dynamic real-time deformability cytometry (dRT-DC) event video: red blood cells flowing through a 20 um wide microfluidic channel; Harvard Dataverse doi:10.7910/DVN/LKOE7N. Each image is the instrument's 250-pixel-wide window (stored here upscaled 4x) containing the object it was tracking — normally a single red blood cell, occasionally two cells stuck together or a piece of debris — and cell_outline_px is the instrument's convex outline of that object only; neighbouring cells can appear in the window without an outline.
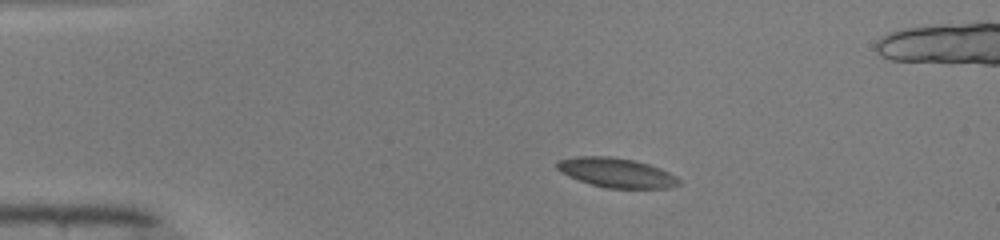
{"species": "common noctule bat (a hibernating species)", "species_latin": "Nyctalus noctula", "temperature_condition": "warm", "stored_images_in_passage": 43, "camera_frame_rate_fps": 3000, "um_per_image_px": 0.085, "animal": {"sex": "male", "body_mass_g": 19.0, "forearm_length_mm": 50.8}, "frame": {"image": 1, "passage_image": 1, "time_ms": 0.0, "image_size_px": [1000, 240], "cell_outline_px": [[680, 184], [668, 188], [604, 188], [568, 176], [560, 172], [556, 168], [556, 160], [576, 156], [608, 156], [632, 160], [648, 164], [660, 168], [676, 176], [680, 180]], "centroid_in_image_um": [52.36, 14.67], "position_along_channel_um": 32.6, "area_um2": 20.92}}
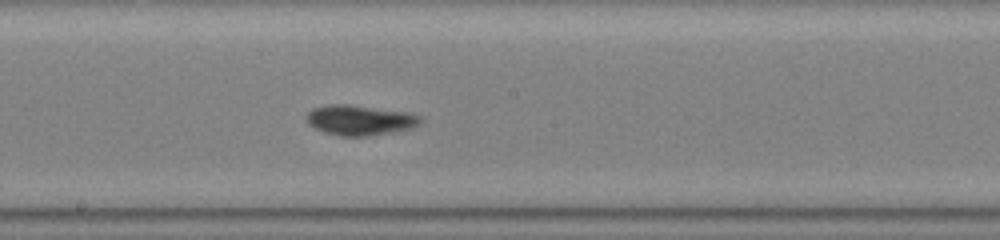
{"frame": {"image": 2, "passage_image": 19, "time_ms": 6.0, "image_size_px": [1000, 240], "cell_outline_px": [[420, 124], [412, 128], [392, 132], [368, 136], [340, 136], [324, 132], [308, 124], [308, 112], [312, 108], [328, 104], [348, 104], [404, 112], [420, 116]], "centroid_in_image_um": [30.56, 10.21], "position_along_channel_um": 217.6, "area_um2": 19.77}}
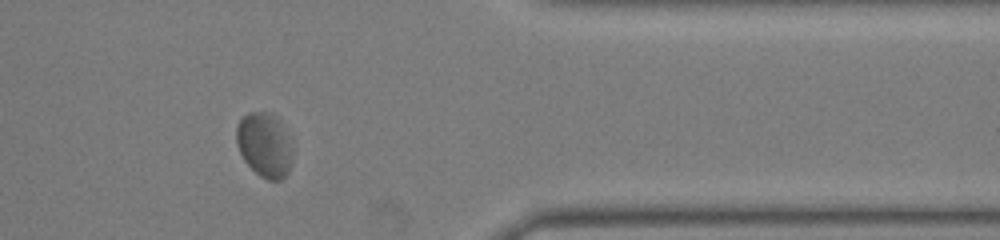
{"frame": {"image": 3, "passage_image": 33, "time_ms": 10.667, "image_size_px": [1000, 240], "cell_outline_px": [[292, 160], [288, 172], [280, 180], [268, 180], [260, 176], [244, 160], [236, 144], [236, 128], [240, 120], [248, 112], [268, 112], [276, 116], [284, 124], [292, 136]], "centroid_in_image_um": [22.53, 12.29], "position_along_channel_um": 388.9, "area_um2": 21.56}, "authors_computed_cell_mechanics": {"area_um2": 20.1722, "velocity_mm_per_s": 3.9828, "shape_relaxation_time_tau1_ms": 4.6077, "shape_relaxation_time_tau2_ms": null, "deformation_change_tau1": 0.1678, "deformation_change_tau2": null}}